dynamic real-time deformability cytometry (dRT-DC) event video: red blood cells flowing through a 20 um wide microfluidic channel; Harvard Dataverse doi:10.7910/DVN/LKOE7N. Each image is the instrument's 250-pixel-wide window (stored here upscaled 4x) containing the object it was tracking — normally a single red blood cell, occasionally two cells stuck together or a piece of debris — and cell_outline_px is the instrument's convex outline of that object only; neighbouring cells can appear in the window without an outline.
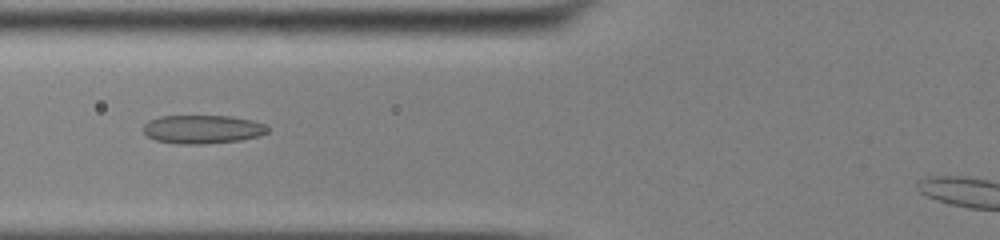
{"species": "common noctule bat (a hibernating species)", "species_latin": "Nyctalus noctula", "temperature_condition": "cold", "stored_images_in_passage": 51, "camera_frame_rate_fps": 3000, "um_per_image_px": 0.085, "animal": {"sex": "male", "body_mass_g": 13.0, "forearm_length_mm": 53.1}, "frame": {"image": 1, "passage_image": 23, "time_ms": 7.333, "image_size_px": [1000, 240], "cell_outline_px": [[268, 132], [260, 136], [240, 140], [204, 144], [176, 144], [156, 140], [148, 136], [144, 132], [144, 124], [148, 120], [160, 116], [228, 116], [252, 120], [264, 124], [268, 128]], "centroid_in_image_um": [17.21, 10.99], "position_along_channel_um": 108.6, "area_um2": 20.69}}
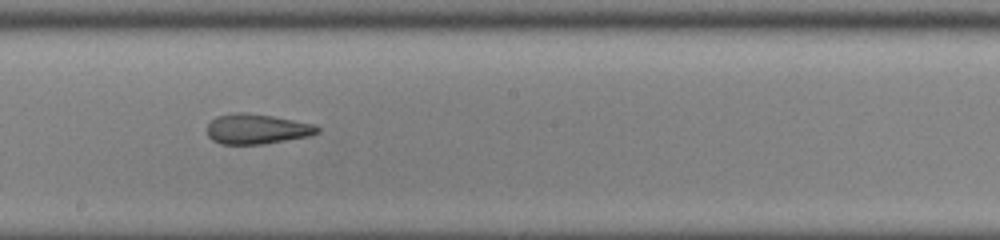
{"frame": {"image": 2, "passage_image": 32, "time_ms": 10.333, "image_size_px": [1000, 240], "cell_outline_px": [[320, 132], [308, 136], [264, 144], [220, 144], [212, 140], [208, 136], [208, 124], [216, 116], [236, 112], [244, 112], [272, 116], [316, 124], [320, 128]], "centroid_in_image_um": [21.84, 10.96], "position_along_channel_um": 226.4, "area_um2": 19.36}}
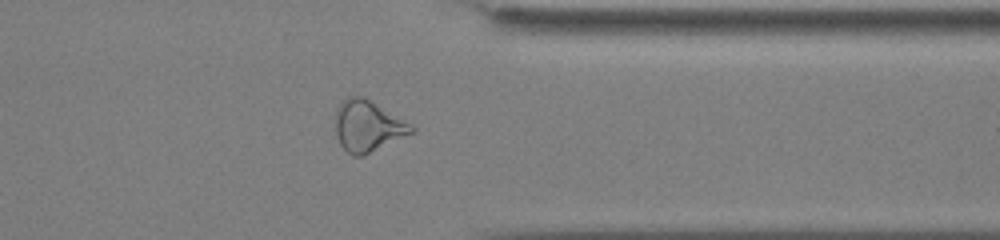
{"frame": {"image": 3, "passage_image": 44, "time_ms": 14.333, "image_size_px": [1000, 240], "cell_outline_px": [[416, 132], [364, 156], [352, 156], [340, 144], [336, 136], [336, 112], [340, 104], [348, 96], [364, 96], [412, 124], [416, 128]], "centroid_in_image_um": [31.3, 10.73], "position_along_channel_um": 380.1, "area_um2": 22.89}}